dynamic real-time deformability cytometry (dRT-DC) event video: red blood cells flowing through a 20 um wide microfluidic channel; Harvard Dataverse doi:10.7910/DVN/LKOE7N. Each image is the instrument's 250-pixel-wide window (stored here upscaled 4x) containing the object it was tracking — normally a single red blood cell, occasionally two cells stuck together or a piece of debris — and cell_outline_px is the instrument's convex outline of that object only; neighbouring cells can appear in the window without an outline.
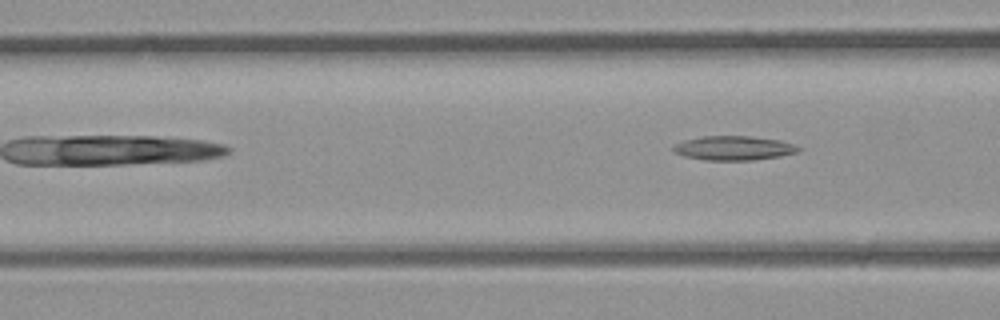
{"species": "common noctule bat (a hibernating species)", "species_latin": "Nyctalus noctula", "temperature_condition": "room temperature", "stored_images_in_passage": 7, "camera_frame_rate_fps": 3000, "um_per_image_px": 0.085, "animal": {"sex": "male", "body_mass_g": 23.1, "forearm_length_mm": 52.7}, "frame": {"image": 1, "passage_image": 7, "time_ms": 2.0, "image_size_px": [1000, 320], "cell_outline_px": [[804, 148], [796, 152], [780, 156], [752, 160], [704, 160], [684, 156], [672, 152], [672, 148], [676, 144], [684, 140], [704, 136], [748, 136], [780, 140]], "centroid_in_image_um": [62.35, 12.59], "position_along_channel_um": 104.3, "area_um2": 17.63}}